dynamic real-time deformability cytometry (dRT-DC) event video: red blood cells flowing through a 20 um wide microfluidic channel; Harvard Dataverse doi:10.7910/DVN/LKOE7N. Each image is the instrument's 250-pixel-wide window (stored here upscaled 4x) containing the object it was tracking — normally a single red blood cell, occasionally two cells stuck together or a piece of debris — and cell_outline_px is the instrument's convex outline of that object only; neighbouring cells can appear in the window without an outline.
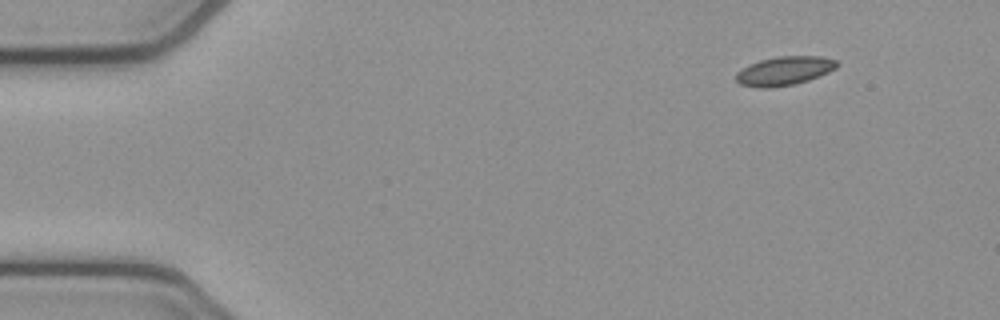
{"species": "common noctule bat (a hibernating species)", "species_latin": "Nyctalus noctula", "temperature_condition": "cold", "stored_images_in_passage": 49, "camera_frame_rate_fps": 3000, "um_per_image_px": 0.085, "animal": {"sex": "female", "body_mass_g": 21.9}, "frame": {"image": 1, "passage_image": 1, "time_ms": 0.0, "image_size_px": [1000, 320], "cell_outline_px": [[840, 64], [836, 68], [828, 72], [808, 80], [792, 84], [772, 88], [756, 88], [740, 84], [736, 80], [736, 72], [760, 60], [780, 56], [820, 56], [836, 60]], "centroid_in_image_um": [66.68, 6.03], "position_along_channel_um": 18.3, "area_um2": 16.82}}
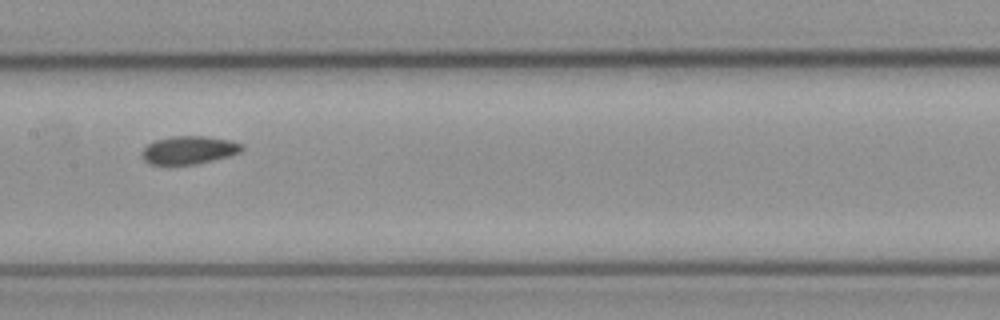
{"frame": {"image": 2, "passage_image": 22, "time_ms": 7.0, "image_size_px": [1000, 320], "cell_outline_px": [[244, 148], [240, 152], [228, 156], [196, 164], [148, 164], [140, 156], [140, 152], [148, 144], [156, 140], [172, 136], [204, 136], [228, 140], [240, 144]], "centroid_in_image_um": [16.0, 12.76], "position_along_channel_um": 191.4, "area_um2": 16.18}}
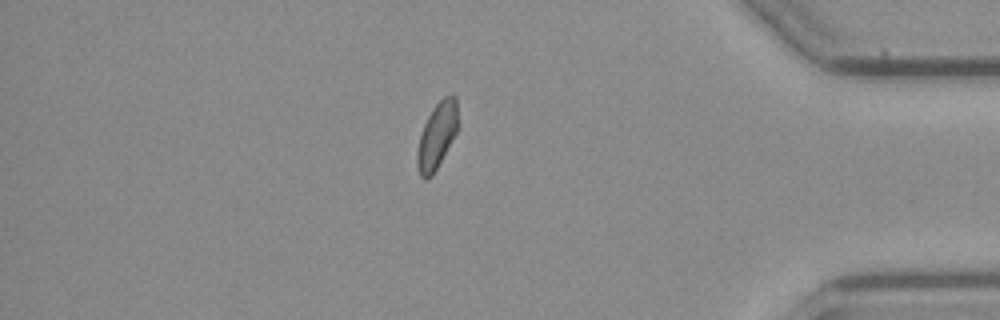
{"frame": {"image": 3, "passage_image": 41, "time_ms": 13.333, "image_size_px": [1000, 320], "cell_outline_px": [[456, 132], [432, 176], [428, 180], [424, 180], [420, 176], [416, 164], [416, 152], [420, 136], [424, 124], [432, 108], [444, 96], [456, 96]], "centroid_in_image_um": [37.08, 11.58], "position_along_channel_um": 398.1, "area_um2": 15.32}}